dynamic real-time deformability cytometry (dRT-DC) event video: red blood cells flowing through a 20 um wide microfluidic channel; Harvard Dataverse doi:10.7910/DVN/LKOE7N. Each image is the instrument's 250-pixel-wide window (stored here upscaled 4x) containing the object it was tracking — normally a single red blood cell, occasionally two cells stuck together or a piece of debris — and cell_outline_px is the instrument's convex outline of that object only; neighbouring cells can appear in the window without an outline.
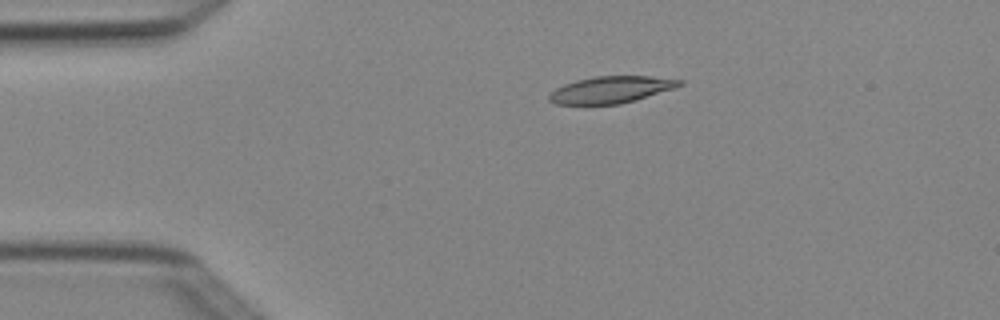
{"species": "Egyptian fruit bat (a non-hibernating species)", "species_latin": "Rousettus aegyptiacus", "temperature_condition": "cold", "stored_images_in_passage": 4, "camera_frame_rate_fps": 3000, "um_per_image_px": 0.085, "animal": {"sex": "female"}, "frame": {"image": 1, "passage_image": 3, "time_ms": 0.667, "image_size_px": [1000, 320], "cell_outline_px": [[684, 84], [676, 88], [636, 100], [620, 104], [588, 108], [556, 104], [548, 100], [548, 96], [556, 88], [564, 84], [576, 80], [596, 76], [648, 76], [684, 80]], "centroid_in_image_um": [51.89, 7.68], "position_along_channel_um": 33.1, "area_um2": 21.33}}